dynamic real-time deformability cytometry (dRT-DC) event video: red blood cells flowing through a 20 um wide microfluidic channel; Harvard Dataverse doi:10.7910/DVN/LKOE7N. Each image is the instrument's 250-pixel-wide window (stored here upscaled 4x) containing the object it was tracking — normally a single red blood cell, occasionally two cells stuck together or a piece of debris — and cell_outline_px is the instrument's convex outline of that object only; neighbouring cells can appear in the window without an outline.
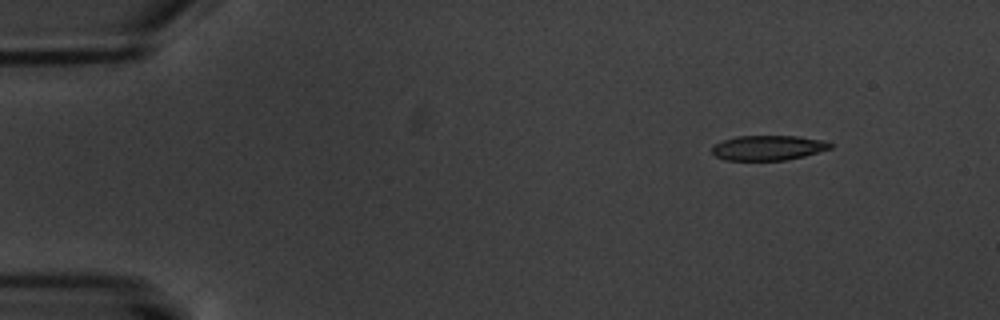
{"species": "common noctule bat (a hibernating species)", "species_latin": "Nyctalus noctula", "temperature_condition": "warm", "stored_images_in_passage": 5, "segment_of_instrument_passage": [1, 2], "camera_frame_rate_fps": 3000, "um_per_image_px": 0.085, "animal": {"sex": "male", "body_mass_g": 20.1, "forearm_length_mm": 53.5}, "frame": {"image": 1, "passage_image": 1, "time_ms": 0.0, "image_size_px": [1000, 320], "cell_outline_px": [[832, 148], [804, 156], [788, 160], [724, 160], [716, 156], [712, 152], [712, 144], [736, 136], [796, 136], [824, 140], [832, 144]], "centroid_in_image_um": [65.28, 12.56], "position_along_channel_um": 19.7, "area_um2": 17.22}}
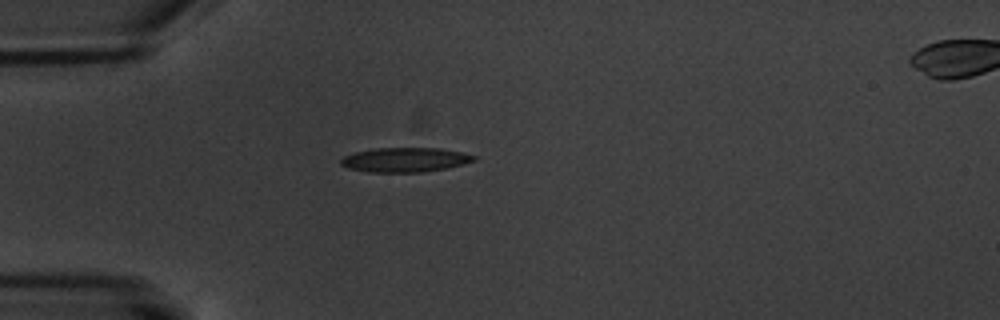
{"frame": {"image": 2, "passage_image": 4, "time_ms": 3.333, "image_size_px": [1000, 320], "cell_outline_px": [[476, 160], [464, 164], [448, 168], [424, 172], [368, 172], [348, 168], [340, 164], [340, 160], [344, 156], [356, 152], [376, 148], [440, 148], [464, 152], [476, 156]], "centroid_in_image_um": [34.47, 13.58], "position_along_channel_um": 50.5, "area_um2": 19.07}}